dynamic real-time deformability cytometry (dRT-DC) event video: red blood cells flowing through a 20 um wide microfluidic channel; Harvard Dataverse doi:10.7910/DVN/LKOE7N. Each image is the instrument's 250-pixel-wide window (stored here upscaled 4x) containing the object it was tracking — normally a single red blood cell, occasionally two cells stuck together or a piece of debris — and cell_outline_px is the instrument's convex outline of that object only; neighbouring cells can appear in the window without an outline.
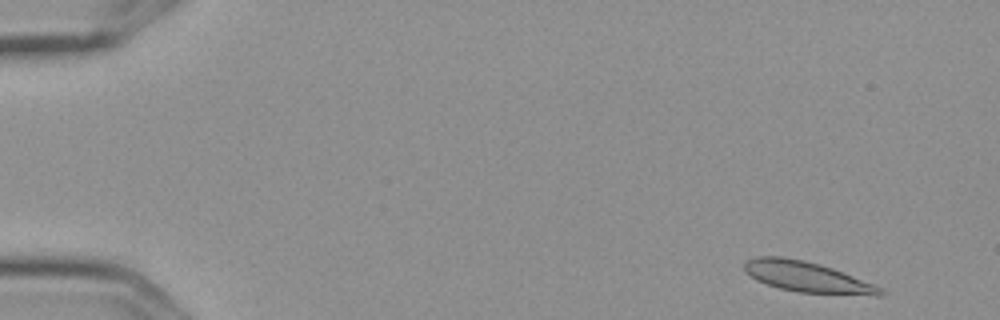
{"species": "Egyptian fruit bat (a non-hibernating species)", "species_latin": "Rousettus aegyptiacus", "temperature_condition": "cold", "stored_images_in_passage": 8, "camera_frame_rate_fps": 3000, "um_per_image_px": 0.085, "frame": {"image": 1, "passage_image": 1, "time_ms": 0.0, "image_size_px": [1000, 320], "cell_outline_px": [[884, 296], [876, 296], [800, 292], [780, 288], [756, 280], [744, 272], [744, 260], [756, 256], [780, 256], [804, 260], [832, 268], [872, 284], [880, 288], [884, 292]], "centroid_in_image_um": [68.54, 23.53], "position_along_channel_um": 16.5, "area_um2": 24.04}}
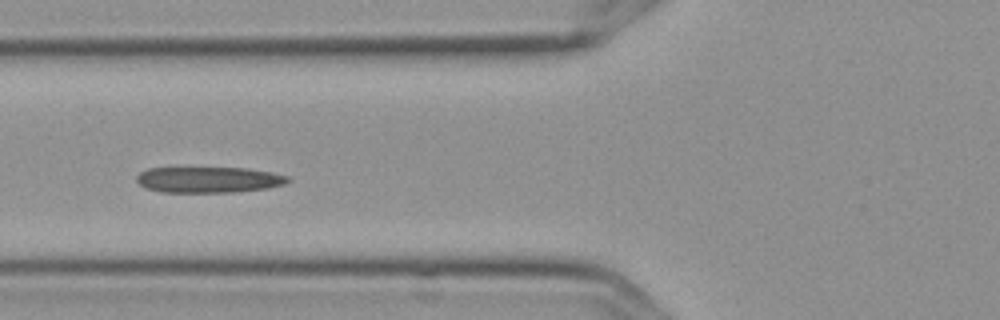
{"frame": {"image": 2, "passage_image": 6, "time_ms": 1.667, "image_size_px": [1000, 320], "cell_outline_px": [[292, 180], [284, 184], [268, 188], [232, 192], [160, 192], [144, 188], [136, 180], [136, 176], [140, 172], [148, 168], [248, 168], [272, 172], [288, 176]], "centroid_in_image_um": [17.73, 15.27], "position_along_channel_um": 108.1, "area_um2": 22.95}}
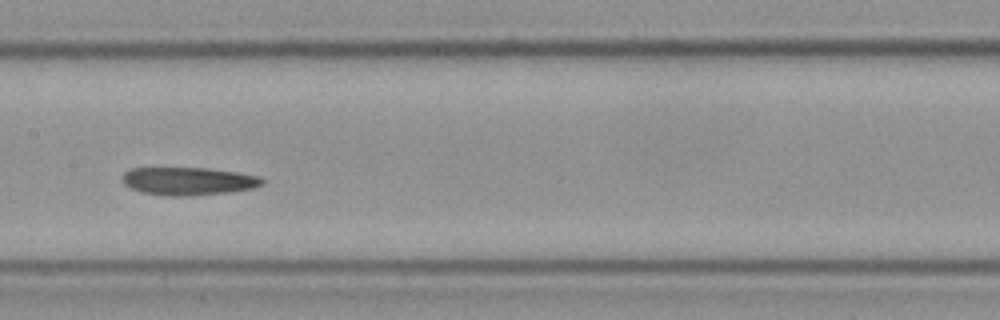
{"frame": {"image": 3, "passage_image": 8, "time_ms": 2.333, "image_size_px": [1000, 320], "cell_outline_px": [[264, 184], [252, 188], [228, 192], [192, 196], [164, 196], [140, 192], [128, 188], [124, 184], [120, 176], [124, 172], [132, 168], [208, 168], [236, 172], [260, 176], [264, 180]], "centroid_in_image_um": [15.96, 15.4], "position_along_channel_um": 191.4, "area_um2": 23.06}}